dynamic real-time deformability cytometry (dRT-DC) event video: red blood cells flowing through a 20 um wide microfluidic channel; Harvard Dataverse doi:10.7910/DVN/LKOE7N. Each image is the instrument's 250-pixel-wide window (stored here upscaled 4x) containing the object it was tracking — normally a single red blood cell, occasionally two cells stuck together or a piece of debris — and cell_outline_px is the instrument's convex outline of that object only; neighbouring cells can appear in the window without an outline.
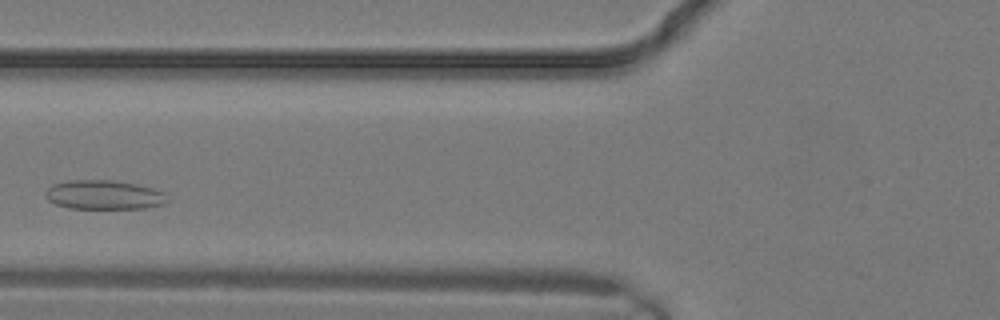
{"species": "common noctule bat (a hibernating species)", "species_latin": "Nyctalus noctula", "temperature_condition": "warm", "stored_images_in_passage": 20, "camera_frame_rate_fps": 3000, "um_per_image_px": 0.085, "animal": {"sex": "male", "body_mass_g": 19.2, "forearm_length_mm": 51.8}, "frame": {"image": 1, "passage_image": 5, "time_ms": 1.333, "image_size_px": [1000, 320], "cell_outline_px": [[168, 200], [164, 204], [144, 208], [68, 208], [56, 204], [48, 200], [44, 196], [44, 192], [52, 184], [68, 180], [116, 180], [136, 184], [152, 188], [164, 192]], "centroid_in_image_um": [8.81, 16.55], "position_along_channel_um": 117.0, "area_um2": 20.81}}
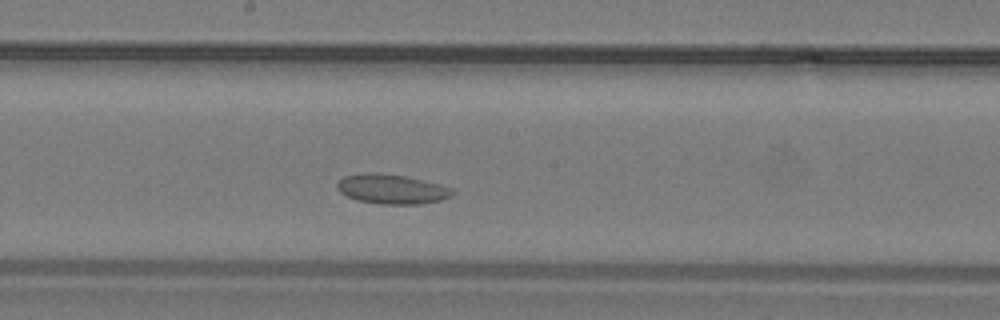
{"frame": {"image": 2, "passage_image": 9, "time_ms": 2.667, "image_size_px": [1000, 320], "cell_outline_px": [[452, 196], [440, 200], [420, 204], [380, 204], [356, 200], [340, 192], [336, 188], [336, 184], [344, 176], [368, 172], [376, 172], [404, 176], [440, 184], [452, 188]], "centroid_in_image_um": [33.27, 16.07], "position_along_channel_um": 214.9, "area_um2": 19.83}}
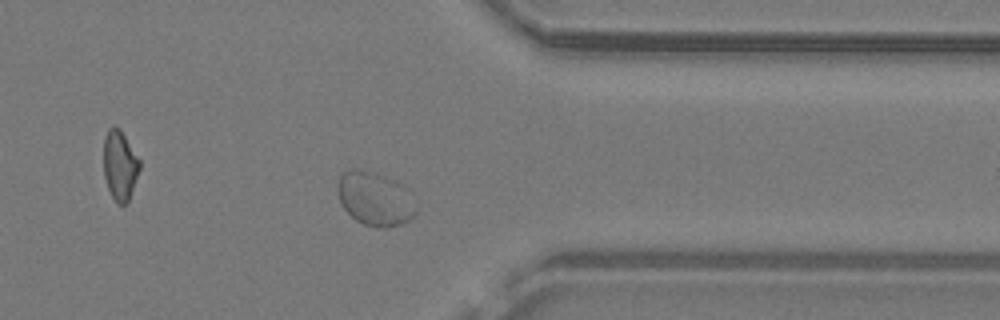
{"frame": {"image": 3, "passage_image": 16, "time_ms": 5.0, "image_size_px": [1000, 320], "cell_outline_px": [[416, 212], [408, 220], [400, 224], [384, 228], [376, 228], [364, 224], [356, 220], [344, 208], [340, 200], [336, 188], [336, 184], [340, 172], [352, 168], [356, 168], [376, 172], [400, 184], [404, 188], [416, 208]], "centroid_in_image_um": [31.79, 16.87], "position_along_channel_um": 379.6, "area_um2": 24.39}}